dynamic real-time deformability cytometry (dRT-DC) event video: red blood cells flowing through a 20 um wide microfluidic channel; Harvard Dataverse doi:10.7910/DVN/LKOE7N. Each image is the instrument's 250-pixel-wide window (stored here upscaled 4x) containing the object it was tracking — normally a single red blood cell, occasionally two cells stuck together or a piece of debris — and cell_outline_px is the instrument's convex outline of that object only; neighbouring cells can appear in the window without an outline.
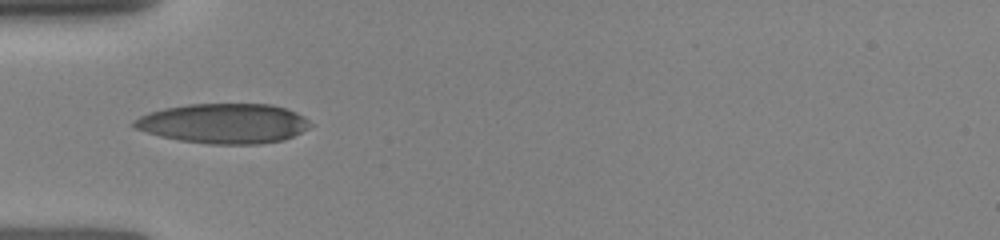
{"species": "human", "species_latin": "Homo sapiens", "temperature_condition": "room temperature", "stored_images_in_passage": 38, "camera_frame_rate_fps": 3000, "um_per_image_px": 0.085, "donor": {"sex": "female"}, "frame": {"image": 1, "passage_image": 9, "time_ms": 2.333, "image_size_px": [1000, 240], "cell_outline_px": [[312, 124], [308, 128], [284, 140], [260, 144], [212, 144], [180, 140], [160, 136], [132, 128], [132, 120], [148, 112], [164, 108], [188, 104], [272, 104], [296, 112], [304, 116]], "centroid_in_image_um": [18.99, 10.49], "position_along_channel_um": 66.0, "area_um2": 41.04}}
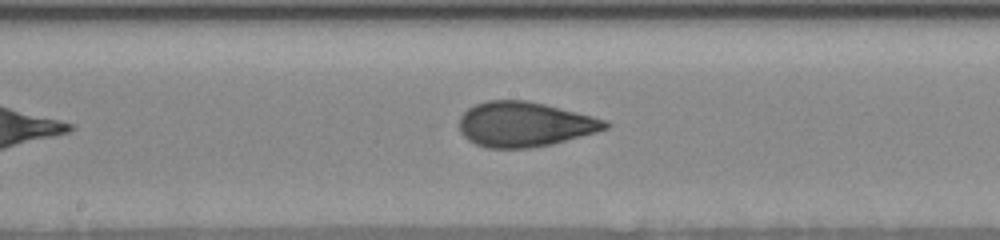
{"frame": {"image": 2, "passage_image": 19, "time_ms": 5.667, "image_size_px": [1000, 240], "cell_outline_px": [[612, 124], [608, 128], [596, 132], [552, 144], [532, 148], [488, 148], [476, 144], [468, 140], [460, 132], [460, 116], [468, 108], [476, 104], [488, 100], [528, 100], [608, 120]], "centroid_in_image_um": [44.6, 10.57], "position_along_channel_um": 203.6, "area_um2": 38.21}}
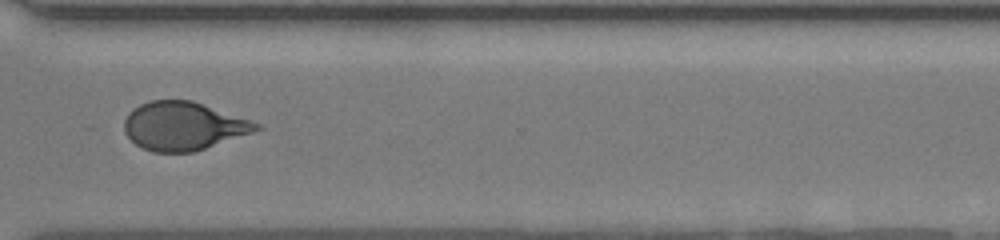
{"frame": {"image": 3, "passage_image": 28, "time_ms": 9.333, "image_size_px": [1000, 240], "cell_outline_px": [[264, 128], [192, 152], [152, 152], [136, 144], [124, 132], [124, 120], [128, 112], [132, 108], [148, 100], [192, 100], [260, 124]], "centroid_in_image_um": [15.53, 10.7], "position_along_channel_um": 355.1, "area_um2": 36.82}}